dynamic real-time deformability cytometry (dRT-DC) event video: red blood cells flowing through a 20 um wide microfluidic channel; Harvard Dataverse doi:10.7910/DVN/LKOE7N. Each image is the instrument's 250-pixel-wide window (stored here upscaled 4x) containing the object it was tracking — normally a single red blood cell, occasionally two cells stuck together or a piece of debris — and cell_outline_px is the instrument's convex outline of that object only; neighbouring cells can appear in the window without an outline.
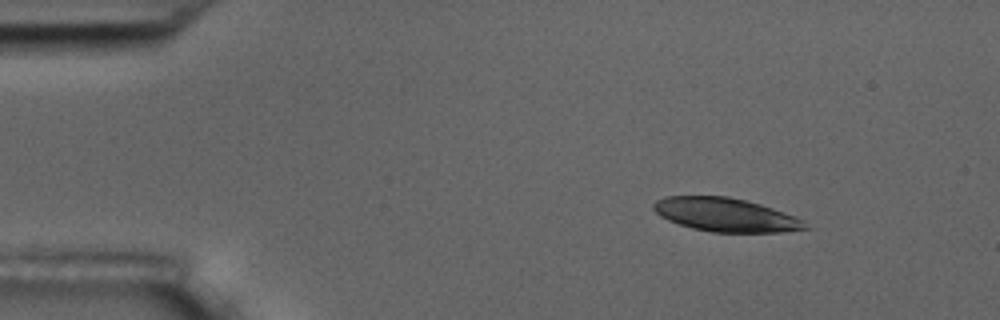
{"species": "common noctule bat (a hibernating species)", "species_latin": "Nyctalus noctula", "temperature_condition": "room temperature", "stored_images_in_passage": 3, "camera_frame_rate_fps": 3000, "um_per_image_px": 0.085, "animal": {"sex": "male", "body_mass_g": 17.5, "forearm_length_mm": 52.3}, "frame": {"image": 1, "passage_image": 1, "time_ms": 0.0, "image_size_px": [1000, 320], "cell_outline_px": [[812, 228], [780, 232], [712, 232], [692, 228], [668, 220], [660, 216], [652, 208], [652, 204], [656, 200], [664, 196], [728, 196], [760, 204], [772, 208], [804, 220]], "centroid_in_image_um": [61.67, 18.26], "position_along_channel_um": 23.3, "area_um2": 29.65}}